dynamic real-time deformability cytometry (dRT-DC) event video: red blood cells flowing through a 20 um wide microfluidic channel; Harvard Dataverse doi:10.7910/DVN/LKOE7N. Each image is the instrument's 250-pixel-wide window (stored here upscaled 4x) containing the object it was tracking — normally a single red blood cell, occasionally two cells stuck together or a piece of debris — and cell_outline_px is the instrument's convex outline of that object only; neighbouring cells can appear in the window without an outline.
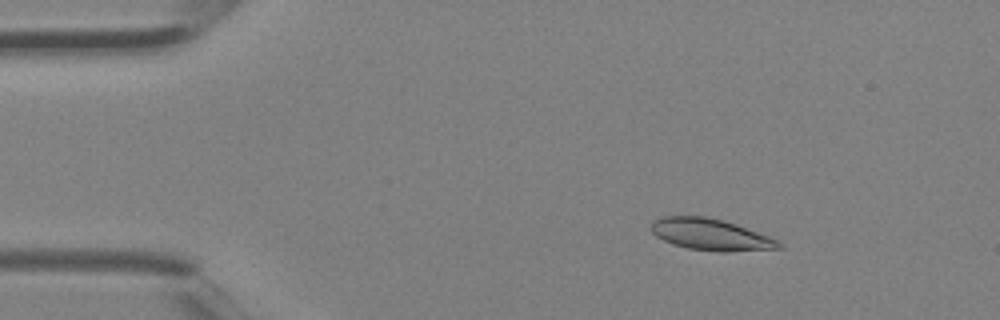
{"species": "Egyptian fruit bat (a non-hibernating species)", "species_latin": "Rousettus aegyptiacus", "temperature_condition": "room temperature", "stored_images_in_passage": 3, "camera_frame_rate_fps": 3000, "um_per_image_px": 0.085, "animal": {"sex": "female"}, "frame": {"image": 1, "passage_image": 1, "time_ms": 0.0, "image_size_px": [1000, 320], "cell_outline_px": [[784, 248], [728, 252], [720, 252], [688, 248], [672, 244], [656, 236], [652, 232], [652, 224], [656, 220], [664, 216], [704, 216], [724, 220], [736, 224], [768, 236], [776, 240]], "centroid_in_image_um": [60.41, 19.94], "position_along_channel_um": 24.6, "area_um2": 23.24}}
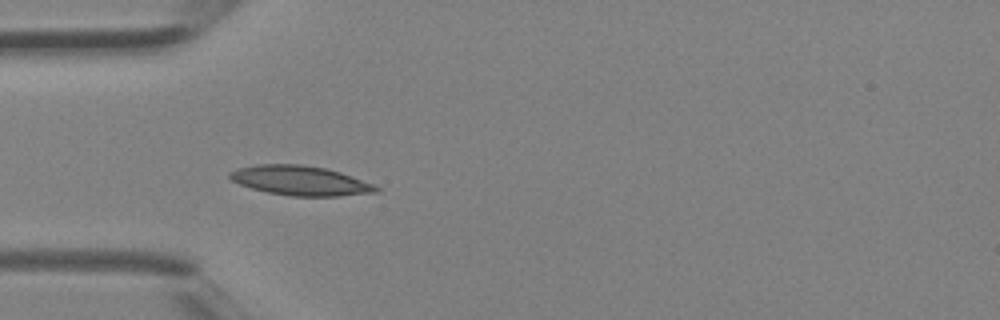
{"frame": {"image": 2, "passage_image": 3, "time_ms": 0.667, "image_size_px": [1000, 320], "cell_outline_px": [[380, 192], [340, 196], [292, 196], [268, 192], [252, 188], [240, 184], [232, 180], [228, 176], [228, 172], [236, 168], [256, 164], [304, 164], [324, 168], [340, 172], [372, 184], [380, 188]], "centroid_in_image_um": [25.5, 15.34], "position_along_channel_um": 59.5, "area_um2": 25.2}}